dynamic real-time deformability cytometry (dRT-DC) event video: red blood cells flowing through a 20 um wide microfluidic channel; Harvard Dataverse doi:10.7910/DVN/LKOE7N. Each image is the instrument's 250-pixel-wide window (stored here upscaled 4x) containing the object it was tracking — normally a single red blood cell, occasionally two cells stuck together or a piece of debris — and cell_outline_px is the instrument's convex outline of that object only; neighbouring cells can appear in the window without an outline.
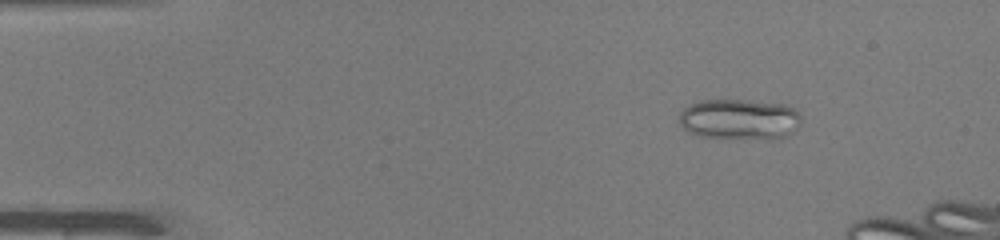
{"species": "common noctule bat (a hibernating species)", "species_latin": "Nyctalus noctula", "temperature_condition": "warm", "stored_images_in_passage": 19, "camera_frame_rate_fps": 3000, "um_per_image_px": 0.085, "animal": {"sex": "male", "body_mass_g": 19.0, "forearm_length_mm": 50.8}, "frame": {"image": 1, "passage_image": 6, "time_ms": 1.667, "image_size_px": [1000, 240], "cell_outline_px": [[800, 124], [788, 136], [768, 140], [696, 136], [680, 128], [680, 112], [684, 108], [700, 100], [748, 100], [784, 104], [792, 108], [800, 116]], "centroid_in_image_um": [62.84, 10.16], "position_along_channel_um": 22.2, "area_um2": 29.25}}